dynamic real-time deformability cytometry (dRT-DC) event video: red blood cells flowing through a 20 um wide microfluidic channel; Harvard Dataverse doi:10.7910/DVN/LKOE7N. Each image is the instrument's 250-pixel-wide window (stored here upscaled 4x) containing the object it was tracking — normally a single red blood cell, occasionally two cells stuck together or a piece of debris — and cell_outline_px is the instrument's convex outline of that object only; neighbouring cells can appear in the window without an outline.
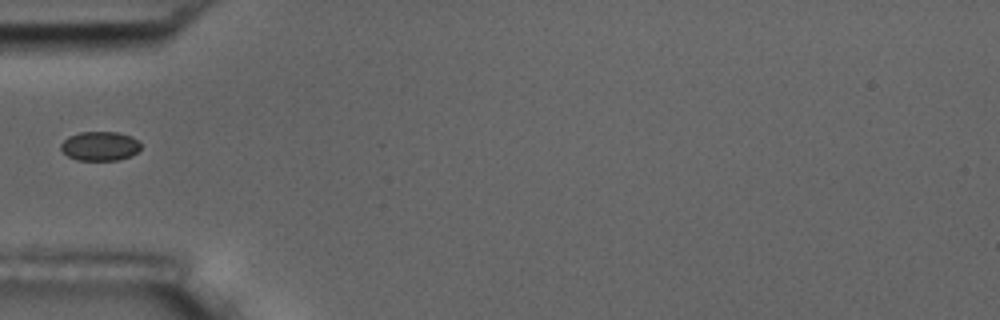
{"species": "common noctule bat (a hibernating species)", "species_latin": "Nyctalus noctula", "temperature_condition": "room temperature", "stored_images_in_passage": 6, "camera_frame_rate_fps": 3000, "um_per_image_px": 0.085, "animal": {"sex": "male", "body_mass_g": 17.5, "forearm_length_mm": 52.3}, "frame": {"image": 1, "passage_image": 6, "time_ms": 1.667, "image_size_px": [1000, 320], "cell_outline_px": [[140, 148], [132, 156], [116, 160], [76, 160], [68, 156], [60, 148], [60, 144], [68, 136], [80, 132], [116, 132], [132, 136], [140, 144]], "centroid_in_image_um": [8.47, 12.41], "position_along_channel_um": 76.5, "area_um2": 13.58}}